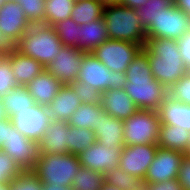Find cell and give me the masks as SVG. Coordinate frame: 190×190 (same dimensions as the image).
I'll return each mask as SVG.
<instances>
[{"instance_id": "9f6ffc18", "label": "cell", "mask_w": 190, "mask_h": 190, "mask_svg": "<svg viewBox=\"0 0 190 190\" xmlns=\"http://www.w3.org/2000/svg\"><path fill=\"white\" fill-rule=\"evenodd\" d=\"M138 190H148L146 185L144 184L141 188H139Z\"/></svg>"}, {"instance_id": "7c38bea8", "label": "cell", "mask_w": 190, "mask_h": 190, "mask_svg": "<svg viewBox=\"0 0 190 190\" xmlns=\"http://www.w3.org/2000/svg\"><path fill=\"white\" fill-rule=\"evenodd\" d=\"M23 171H32L38 159L37 143L23 136L11 122L8 140L1 148Z\"/></svg>"}, {"instance_id": "8d00e7d4", "label": "cell", "mask_w": 190, "mask_h": 190, "mask_svg": "<svg viewBox=\"0 0 190 190\" xmlns=\"http://www.w3.org/2000/svg\"><path fill=\"white\" fill-rule=\"evenodd\" d=\"M78 95L81 104H101L102 93L85 82L74 81L69 84Z\"/></svg>"}, {"instance_id": "60d3db41", "label": "cell", "mask_w": 190, "mask_h": 190, "mask_svg": "<svg viewBox=\"0 0 190 190\" xmlns=\"http://www.w3.org/2000/svg\"><path fill=\"white\" fill-rule=\"evenodd\" d=\"M18 52V41L0 31V57H9Z\"/></svg>"}, {"instance_id": "816d5d0a", "label": "cell", "mask_w": 190, "mask_h": 190, "mask_svg": "<svg viewBox=\"0 0 190 190\" xmlns=\"http://www.w3.org/2000/svg\"><path fill=\"white\" fill-rule=\"evenodd\" d=\"M0 190H11L10 182L0 183Z\"/></svg>"}, {"instance_id": "4316f807", "label": "cell", "mask_w": 190, "mask_h": 190, "mask_svg": "<svg viewBox=\"0 0 190 190\" xmlns=\"http://www.w3.org/2000/svg\"><path fill=\"white\" fill-rule=\"evenodd\" d=\"M102 111V104H81L69 118L68 123L74 127L95 131L99 122V115Z\"/></svg>"}, {"instance_id": "f6af8a7d", "label": "cell", "mask_w": 190, "mask_h": 190, "mask_svg": "<svg viewBox=\"0 0 190 190\" xmlns=\"http://www.w3.org/2000/svg\"><path fill=\"white\" fill-rule=\"evenodd\" d=\"M9 130H11V120L6 118L0 121V150L9 137Z\"/></svg>"}, {"instance_id": "d6986e66", "label": "cell", "mask_w": 190, "mask_h": 190, "mask_svg": "<svg viewBox=\"0 0 190 190\" xmlns=\"http://www.w3.org/2000/svg\"><path fill=\"white\" fill-rule=\"evenodd\" d=\"M158 114L161 125H174L190 132V105L167 94L158 109Z\"/></svg>"}, {"instance_id": "d4e9b609", "label": "cell", "mask_w": 190, "mask_h": 190, "mask_svg": "<svg viewBox=\"0 0 190 190\" xmlns=\"http://www.w3.org/2000/svg\"><path fill=\"white\" fill-rule=\"evenodd\" d=\"M79 38L80 50L87 53L92 52L96 47L109 39L103 17L91 23L81 25Z\"/></svg>"}, {"instance_id": "8fae6325", "label": "cell", "mask_w": 190, "mask_h": 190, "mask_svg": "<svg viewBox=\"0 0 190 190\" xmlns=\"http://www.w3.org/2000/svg\"><path fill=\"white\" fill-rule=\"evenodd\" d=\"M184 153L158 147L154 160L148 167L144 184L161 183L177 179Z\"/></svg>"}, {"instance_id": "6f0895ef", "label": "cell", "mask_w": 190, "mask_h": 190, "mask_svg": "<svg viewBox=\"0 0 190 190\" xmlns=\"http://www.w3.org/2000/svg\"><path fill=\"white\" fill-rule=\"evenodd\" d=\"M74 3L83 2L85 0H72Z\"/></svg>"}, {"instance_id": "74e56055", "label": "cell", "mask_w": 190, "mask_h": 190, "mask_svg": "<svg viewBox=\"0 0 190 190\" xmlns=\"http://www.w3.org/2000/svg\"><path fill=\"white\" fill-rule=\"evenodd\" d=\"M15 86L18 84L11 68L10 59L0 57V98L12 91Z\"/></svg>"}, {"instance_id": "ba28073f", "label": "cell", "mask_w": 190, "mask_h": 190, "mask_svg": "<svg viewBox=\"0 0 190 190\" xmlns=\"http://www.w3.org/2000/svg\"><path fill=\"white\" fill-rule=\"evenodd\" d=\"M143 47L133 42L107 39L91 53L111 71L125 73Z\"/></svg>"}, {"instance_id": "4fadbf2b", "label": "cell", "mask_w": 190, "mask_h": 190, "mask_svg": "<svg viewBox=\"0 0 190 190\" xmlns=\"http://www.w3.org/2000/svg\"><path fill=\"white\" fill-rule=\"evenodd\" d=\"M157 148V144L125 145L120 153L119 167L122 171L144 180Z\"/></svg>"}, {"instance_id": "6da1fadb", "label": "cell", "mask_w": 190, "mask_h": 190, "mask_svg": "<svg viewBox=\"0 0 190 190\" xmlns=\"http://www.w3.org/2000/svg\"><path fill=\"white\" fill-rule=\"evenodd\" d=\"M127 84L124 91L139 110L158 111L168 89L152 75L147 54L141 50L131 61L127 70Z\"/></svg>"}, {"instance_id": "681fc988", "label": "cell", "mask_w": 190, "mask_h": 190, "mask_svg": "<svg viewBox=\"0 0 190 190\" xmlns=\"http://www.w3.org/2000/svg\"><path fill=\"white\" fill-rule=\"evenodd\" d=\"M100 190H121V189L116 186L109 185L107 182H104Z\"/></svg>"}, {"instance_id": "f546056e", "label": "cell", "mask_w": 190, "mask_h": 190, "mask_svg": "<svg viewBox=\"0 0 190 190\" xmlns=\"http://www.w3.org/2000/svg\"><path fill=\"white\" fill-rule=\"evenodd\" d=\"M104 182L105 176L102 173L81 166L73 179L71 189L100 190Z\"/></svg>"}, {"instance_id": "ac0fdd59", "label": "cell", "mask_w": 190, "mask_h": 190, "mask_svg": "<svg viewBox=\"0 0 190 190\" xmlns=\"http://www.w3.org/2000/svg\"><path fill=\"white\" fill-rule=\"evenodd\" d=\"M94 134L96 140L107 149L125 147L123 120L114 118L104 110L99 115V122Z\"/></svg>"}, {"instance_id": "ffe728a7", "label": "cell", "mask_w": 190, "mask_h": 190, "mask_svg": "<svg viewBox=\"0 0 190 190\" xmlns=\"http://www.w3.org/2000/svg\"><path fill=\"white\" fill-rule=\"evenodd\" d=\"M101 104L106 113L123 121L139 110L124 89L106 90L102 93Z\"/></svg>"}, {"instance_id": "277c9868", "label": "cell", "mask_w": 190, "mask_h": 190, "mask_svg": "<svg viewBox=\"0 0 190 190\" xmlns=\"http://www.w3.org/2000/svg\"><path fill=\"white\" fill-rule=\"evenodd\" d=\"M103 19L109 39L145 44L146 30L137 16L136 9L120 4L105 5Z\"/></svg>"}, {"instance_id": "e575fe53", "label": "cell", "mask_w": 190, "mask_h": 190, "mask_svg": "<svg viewBox=\"0 0 190 190\" xmlns=\"http://www.w3.org/2000/svg\"><path fill=\"white\" fill-rule=\"evenodd\" d=\"M31 24H45V0H18Z\"/></svg>"}, {"instance_id": "83f0119b", "label": "cell", "mask_w": 190, "mask_h": 190, "mask_svg": "<svg viewBox=\"0 0 190 190\" xmlns=\"http://www.w3.org/2000/svg\"><path fill=\"white\" fill-rule=\"evenodd\" d=\"M105 5L98 0L74 3L71 18L78 25H85L103 17Z\"/></svg>"}, {"instance_id": "603a6c76", "label": "cell", "mask_w": 190, "mask_h": 190, "mask_svg": "<svg viewBox=\"0 0 190 190\" xmlns=\"http://www.w3.org/2000/svg\"><path fill=\"white\" fill-rule=\"evenodd\" d=\"M8 58L18 85L26 86L45 70V67L40 62L19 52L10 55Z\"/></svg>"}, {"instance_id": "1f68e13d", "label": "cell", "mask_w": 190, "mask_h": 190, "mask_svg": "<svg viewBox=\"0 0 190 190\" xmlns=\"http://www.w3.org/2000/svg\"><path fill=\"white\" fill-rule=\"evenodd\" d=\"M104 176L105 182L121 190H138L144 185L143 180L122 171L119 166L109 170Z\"/></svg>"}, {"instance_id": "f1b7e54d", "label": "cell", "mask_w": 190, "mask_h": 190, "mask_svg": "<svg viewBox=\"0 0 190 190\" xmlns=\"http://www.w3.org/2000/svg\"><path fill=\"white\" fill-rule=\"evenodd\" d=\"M73 6L72 0H45V24L53 26L71 18Z\"/></svg>"}, {"instance_id": "f907efd6", "label": "cell", "mask_w": 190, "mask_h": 190, "mask_svg": "<svg viewBox=\"0 0 190 190\" xmlns=\"http://www.w3.org/2000/svg\"><path fill=\"white\" fill-rule=\"evenodd\" d=\"M8 118L6 112H5V108L3 107V104L1 102V99H0V121L4 120Z\"/></svg>"}, {"instance_id": "7dc6e473", "label": "cell", "mask_w": 190, "mask_h": 190, "mask_svg": "<svg viewBox=\"0 0 190 190\" xmlns=\"http://www.w3.org/2000/svg\"><path fill=\"white\" fill-rule=\"evenodd\" d=\"M174 5L190 16V0H174Z\"/></svg>"}, {"instance_id": "d6a6232c", "label": "cell", "mask_w": 190, "mask_h": 190, "mask_svg": "<svg viewBox=\"0 0 190 190\" xmlns=\"http://www.w3.org/2000/svg\"><path fill=\"white\" fill-rule=\"evenodd\" d=\"M53 27L64 46L80 49L81 25L76 24L72 18H68L59 21Z\"/></svg>"}, {"instance_id": "11a10c76", "label": "cell", "mask_w": 190, "mask_h": 190, "mask_svg": "<svg viewBox=\"0 0 190 190\" xmlns=\"http://www.w3.org/2000/svg\"><path fill=\"white\" fill-rule=\"evenodd\" d=\"M8 0H0V7H2Z\"/></svg>"}, {"instance_id": "484cf974", "label": "cell", "mask_w": 190, "mask_h": 190, "mask_svg": "<svg viewBox=\"0 0 190 190\" xmlns=\"http://www.w3.org/2000/svg\"><path fill=\"white\" fill-rule=\"evenodd\" d=\"M0 99L8 118L36 105L35 99L30 95L27 88L22 85L15 86L12 91L7 92Z\"/></svg>"}, {"instance_id": "7a4b0ae2", "label": "cell", "mask_w": 190, "mask_h": 190, "mask_svg": "<svg viewBox=\"0 0 190 190\" xmlns=\"http://www.w3.org/2000/svg\"><path fill=\"white\" fill-rule=\"evenodd\" d=\"M142 50L147 54L153 77L167 89L189 71L175 39H146Z\"/></svg>"}, {"instance_id": "44dd1931", "label": "cell", "mask_w": 190, "mask_h": 190, "mask_svg": "<svg viewBox=\"0 0 190 190\" xmlns=\"http://www.w3.org/2000/svg\"><path fill=\"white\" fill-rule=\"evenodd\" d=\"M80 105V99L73 88L69 84H63L46 108L52 120L68 121Z\"/></svg>"}, {"instance_id": "7402d4cb", "label": "cell", "mask_w": 190, "mask_h": 190, "mask_svg": "<svg viewBox=\"0 0 190 190\" xmlns=\"http://www.w3.org/2000/svg\"><path fill=\"white\" fill-rule=\"evenodd\" d=\"M62 85L59 80L45 69L25 87L35 99L36 104L46 106L57 96Z\"/></svg>"}, {"instance_id": "f5cc1de1", "label": "cell", "mask_w": 190, "mask_h": 190, "mask_svg": "<svg viewBox=\"0 0 190 190\" xmlns=\"http://www.w3.org/2000/svg\"><path fill=\"white\" fill-rule=\"evenodd\" d=\"M98 1H100L104 5H109V4H118L119 0H98Z\"/></svg>"}, {"instance_id": "9c48e42d", "label": "cell", "mask_w": 190, "mask_h": 190, "mask_svg": "<svg viewBox=\"0 0 190 190\" xmlns=\"http://www.w3.org/2000/svg\"><path fill=\"white\" fill-rule=\"evenodd\" d=\"M190 31V16L183 10L172 5L164 9L146 29V39H175L179 40Z\"/></svg>"}, {"instance_id": "db71d44e", "label": "cell", "mask_w": 190, "mask_h": 190, "mask_svg": "<svg viewBox=\"0 0 190 190\" xmlns=\"http://www.w3.org/2000/svg\"><path fill=\"white\" fill-rule=\"evenodd\" d=\"M185 155L190 156V141Z\"/></svg>"}, {"instance_id": "c3c4849f", "label": "cell", "mask_w": 190, "mask_h": 190, "mask_svg": "<svg viewBox=\"0 0 190 190\" xmlns=\"http://www.w3.org/2000/svg\"><path fill=\"white\" fill-rule=\"evenodd\" d=\"M42 190H72L68 186H57V185H42Z\"/></svg>"}, {"instance_id": "9a60e30c", "label": "cell", "mask_w": 190, "mask_h": 190, "mask_svg": "<svg viewBox=\"0 0 190 190\" xmlns=\"http://www.w3.org/2000/svg\"><path fill=\"white\" fill-rule=\"evenodd\" d=\"M123 148H106L96 141L92 146L77 155L82 167L92 169L105 175L109 170L119 166L120 153Z\"/></svg>"}, {"instance_id": "cb8c5ba5", "label": "cell", "mask_w": 190, "mask_h": 190, "mask_svg": "<svg viewBox=\"0 0 190 190\" xmlns=\"http://www.w3.org/2000/svg\"><path fill=\"white\" fill-rule=\"evenodd\" d=\"M190 132L174 125H160L158 147L186 154Z\"/></svg>"}, {"instance_id": "4dcf8cb0", "label": "cell", "mask_w": 190, "mask_h": 190, "mask_svg": "<svg viewBox=\"0 0 190 190\" xmlns=\"http://www.w3.org/2000/svg\"><path fill=\"white\" fill-rule=\"evenodd\" d=\"M69 131L68 153L78 155L97 141L93 130L70 125Z\"/></svg>"}, {"instance_id": "ab89813d", "label": "cell", "mask_w": 190, "mask_h": 190, "mask_svg": "<svg viewBox=\"0 0 190 190\" xmlns=\"http://www.w3.org/2000/svg\"><path fill=\"white\" fill-rule=\"evenodd\" d=\"M168 94L176 100L190 105V70L168 89Z\"/></svg>"}, {"instance_id": "30bf717a", "label": "cell", "mask_w": 190, "mask_h": 190, "mask_svg": "<svg viewBox=\"0 0 190 190\" xmlns=\"http://www.w3.org/2000/svg\"><path fill=\"white\" fill-rule=\"evenodd\" d=\"M14 127L26 138L36 143L43 138L52 119L46 106L36 104L10 117Z\"/></svg>"}, {"instance_id": "5b68a950", "label": "cell", "mask_w": 190, "mask_h": 190, "mask_svg": "<svg viewBox=\"0 0 190 190\" xmlns=\"http://www.w3.org/2000/svg\"><path fill=\"white\" fill-rule=\"evenodd\" d=\"M77 155L74 154H39L32 172L42 185L71 187L76 173L80 170Z\"/></svg>"}, {"instance_id": "f35d334b", "label": "cell", "mask_w": 190, "mask_h": 190, "mask_svg": "<svg viewBox=\"0 0 190 190\" xmlns=\"http://www.w3.org/2000/svg\"><path fill=\"white\" fill-rule=\"evenodd\" d=\"M10 186L11 190H42V182L32 171H23Z\"/></svg>"}, {"instance_id": "836d02e7", "label": "cell", "mask_w": 190, "mask_h": 190, "mask_svg": "<svg viewBox=\"0 0 190 190\" xmlns=\"http://www.w3.org/2000/svg\"><path fill=\"white\" fill-rule=\"evenodd\" d=\"M174 5V0H148L141 8L136 9L137 16L146 30L164 9Z\"/></svg>"}, {"instance_id": "52a82bcc", "label": "cell", "mask_w": 190, "mask_h": 190, "mask_svg": "<svg viewBox=\"0 0 190 190\" xmlns=\"http://www.w3.org/2000/svg\"><path fill=\"white\" fill-rule=\"evenodd\" d=\"M126 146L157 144L160 118L158 111L138 110L123 121Z\"/></svg>"}, {"instance_id": "e0dca14e", "label": "cell", "mask_w": 190, "mask_h": 190, "mask_svg": "<svg viewBox=\"0 0 190 190\" xmlns=\"http://www.w3.org/2000/svg\"><path fill=\"white\" fill-rule=\"evenodd\" d=\"M31 27L24 15L21 5L15 1H7L0 7V31L17 41Z\"/></svg>"}, {"instance_id": "8992f818", "label": "cell", "mask_w": 190, "mask_h": 190, "mask_svg": "<svg viewBox=\"0 0 190 190\" xmlns=\"http://www.w3.org/2000/svg\"><path fill=\"white\" fill-rule=\"evenodd\" d=\"M77 80L85 82L101 93L110 89H124L127 84L124 72L111 71L91 52L84 55Z\"/></svg>"}, {"instance_id": "5bb4252c", "label": "cell", "mask_w": 190, "mask_h": 190, "mask_svg": "<svg viewBox=\"0 0 190 190\" xmlns=\"http://www.w3.org/2000/svg\"><path fill=\"white\" fill-rule=\"evenodd\" d=\"M86 53L75 47L63 46L55 60L45 69L62 84H71L77 80Z\"/></svg>"}, {"instance_id": "7bdbcfd3", "label": "cell", "mask_w": 190, "mask_h": 190, "mask_svg": "<svg viewBox=\"0 0 190 190\" xmlns=\"http://www.w3.org/2000/svg\"><path fill=\"white\" fill-rule=\"evenodd\" d=\"M181 57L190 70V31L178 40Z\"/></svg>"}, {"instance_id": "ee69618b", "label": "cell", "mask_w": 190, "mask_h": 190, "mask_svg": "<svg viewBox=\"0 0 190 190\" xmlns=\"http://www.w3.org/2000/svg\"><path fill=\"white\" fill-rule=\"evenodd\" d=\"M148 190H184L178 179H172L161 183L145 184Z\"/></svg>"}, {"instance_id": "b9f144b4", "label": "cell", "mask_w": 190, "mask_h": 190, "mask_svg": "<svg viewBox=\"0 0 190 190\" xmlns=\"http://www.w3.org/2000/svg\"><path fill=\"white\" fill-rule=\"evenodd\" d=\"M177 179L184 190H190V156L183 157Z\"/></svg>"}, {"instance_id": "2e32d148", "label": "cell", "mask_w": 190, "mask_h": 190, "mask_svg": "<svg viewBox=\"0 0 190 190\" xmlns=\"http://www.w3.org/2000/svg\"><path fill=\"white\" fill-rule=\"evenodd\" d=\"M69 128L68 121L52 120L43 138L37 142L38 153L69 154Z\"/></svg>"}, {"instance_id": "d590c367", "label": "cell", "mask_w": 190, "mask_h": 190, "mask_svg": "<svg viewBox=\"0 0 190 190\" xmlns=\"http://www.w3.org/2000/svg\"><path fill=\"white\" fill-rule=\"evenodd\" d=\"M23 170L18 166L13 158L0 150V183L12 182Z\"/></svg>"}, {"instance_id": "bcb514c9", "label": "cell", "mask_w": 190, "mask_h": 190, "mask_svg": "<svg viewBox=\"0 0 190 190\" xmlns=\"http://www.w3.org/2000/svg\"><path fill=\"white\" fill-rule=\"evenodd\" d=\"M147 2L148 0H119L118 4L132 9H138L143 7Z\"/></svg>"}, {"instance_id": "3957f363", "label": "cell", "mask_w": 190, "mask_h": 190, "mask_svg": "<svg viewBox=\"0 0 190 190\" xmlns=\"http://www.w3.org/2000/svg\"><path fill=\"white\" fill-rule=\"evenodd\" d=\"M63 46L54 27L46 24H31L18 40V52L32 57L44 67L55 60Z\"/></svg>"}]
</instances>
